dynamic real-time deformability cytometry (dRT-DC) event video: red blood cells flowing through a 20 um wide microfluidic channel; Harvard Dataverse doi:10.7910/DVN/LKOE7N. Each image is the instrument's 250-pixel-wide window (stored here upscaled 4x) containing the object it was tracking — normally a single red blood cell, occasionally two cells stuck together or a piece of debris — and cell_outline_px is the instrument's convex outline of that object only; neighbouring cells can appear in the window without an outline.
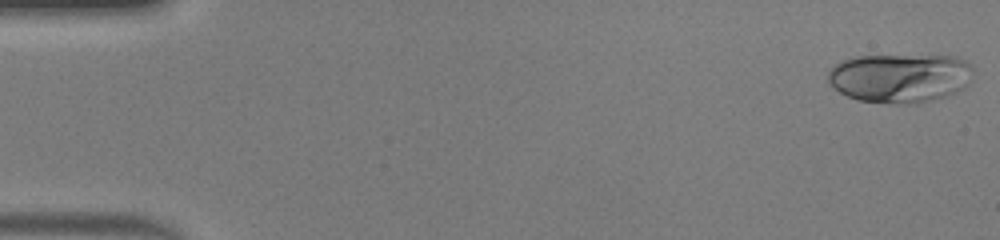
{"species": "human", "species_latin": "Homo sapiens", "temperature_condition": "warm", "stored_images_in_passage": 15, "camera_frame_rate_fps": 3000, "um_per_image_px": 0.085, "donor": {"sex": "male"}, "frame": {"image": 1, "passage_image": 1, "time_ms": 0.0, "image_size_px": [1000, 240], "cell_outline_px": [[972, 72], [968, 84], [964, 88], [956, 92], [932, 100], [916, 104], [912, 104], [856, 100], [832, 88], [828, 84], [828, 72], [840, 60], [856, 56], [956, 56], [964, 60], [972, 68]], "centroid_in_image_um": [76.47, 6.62], "position_along_channel_um": 8.5, "area_um2": 41.5}}
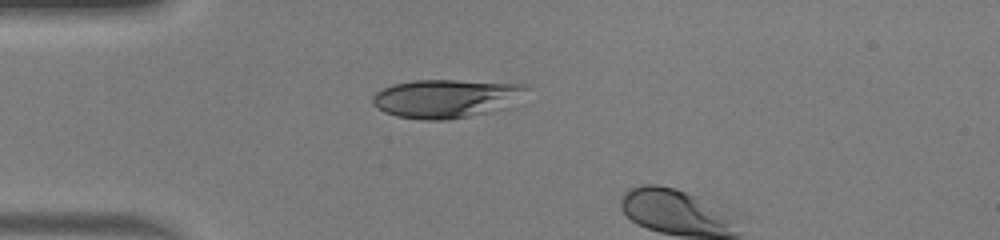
{"frame": {"image": 2, "passage_image": 13, "time_ms": 4.0, "image_size_px": [1000, 240], "cell_outline_px": [[528, 88], [524, 104], [516, 108], [448, 120], [420, 120], [396, 116], [384, 112], [376, 108], [372, 104], [372, 96], [376, 92], [392, 84], [412, 80], [456, 80], [524, 84]], "centroid_in_image_um": [38.07, 8.39], "position_along_channel_um": 46.9, "area_um2": 36.01}}